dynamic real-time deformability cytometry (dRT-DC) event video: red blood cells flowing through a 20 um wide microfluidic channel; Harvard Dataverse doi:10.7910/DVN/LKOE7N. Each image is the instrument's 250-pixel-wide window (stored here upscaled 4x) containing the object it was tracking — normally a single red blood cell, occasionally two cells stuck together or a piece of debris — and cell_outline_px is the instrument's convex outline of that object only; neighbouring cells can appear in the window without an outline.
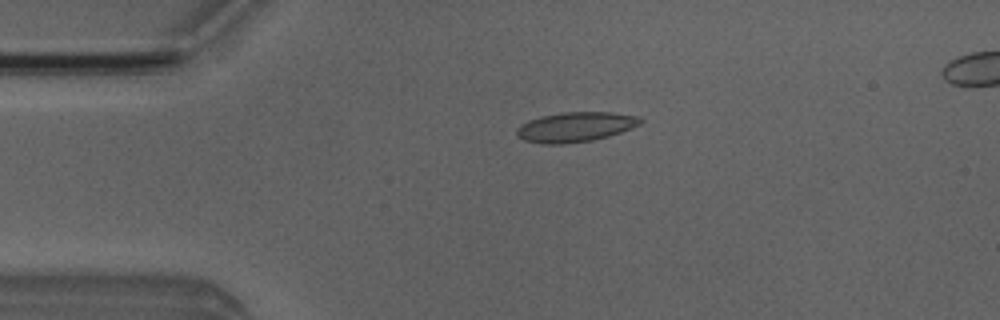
{"species": "Egyptian fruit bat (a non-hibernating species)", "species_latin": "Rousettus aegyptiacus", "temperature_condition": "room temperature", "stored_images_in_passage": 5, "camera_frame_rate_fps": 3000, "um_per_image_px": 0.085, "animal": {"sex": "male"}, "frame": {"image": 1, "passage_image": 3, "time_ms": 2.333, "image_size_px": [1000, 320], "cell_outline_px": [[644, 120], [640, 124], [632, 128], [608, 136], [592, 140], [564, 144], [544, 144], [524, 140], [516, 136], [516, 128], [520, 124], [528, 120], [540, 116], [564, 112], [612, 112], [640, 116]], "centroid_in_image_um": [48.9, 10.78], "position_along_channel_um": 36.1, "area_um2": 21.68}}